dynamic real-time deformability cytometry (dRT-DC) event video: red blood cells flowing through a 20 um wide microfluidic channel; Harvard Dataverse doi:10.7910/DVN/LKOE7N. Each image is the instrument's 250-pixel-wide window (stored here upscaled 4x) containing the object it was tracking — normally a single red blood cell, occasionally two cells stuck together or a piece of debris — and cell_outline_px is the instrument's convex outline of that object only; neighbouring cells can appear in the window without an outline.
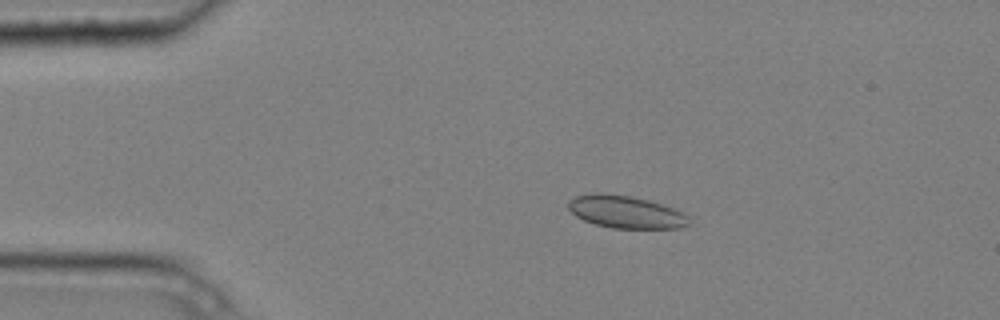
{"species": "common noctule bat (a hibernating species)", "species_latin": "Nyctalus noctula", "temperature_condition": "cold", "stored_images_in_passage": 9, "camera_frame_rate_fps": 3000, "um_per_image_px": 0.085, "animal": {"sex": "male", "body_mass_g": 20.4}, "frame": {"image": 1, "passage_image": 1, "time_ms": 0.0, "image_size_px": [1000, 320], "cell_outline_px": [[692, 224], [684, 228], [612, 228], [596, 224], [584, 220], [576, 216], [568, 208], [568, 200], [576, 196], [592, 192], [604, 192], [628, 196], [648, 200], [684, 212], [688, 216]], "centroid_in_image_um": [53.2, 18.01], "position_along_channel_um": 31.8, "area_um2": 23.0}}
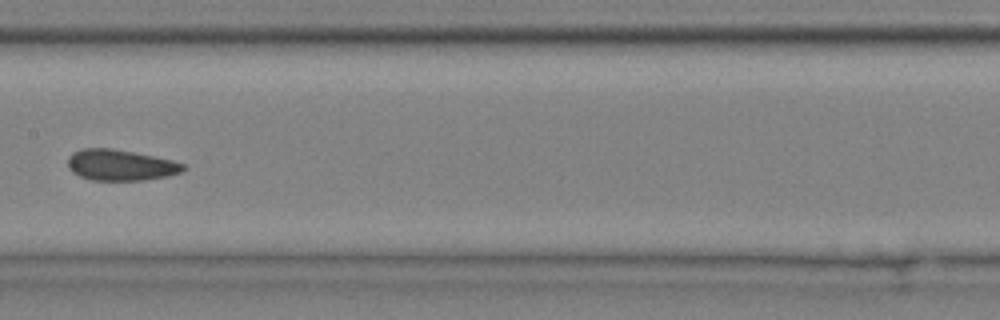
{"frame": {"image": 2, "passage_image": 6, "time_ms": 1.667, "image_size_px": [1000, 320], "cell_outline_px": [[188, 168], [180, 172], [168, 176], [144, 180], [92, 180], [80, 176], [72, 172], [68, 168], [68, 156], [72, 152], [80, 148], [112, 148], [172, 160], [184, 164]], "centroid_in_image_um": [10.22, 14.03], "position_along_channel_um": 197.2, "area_um2": 20.87}}
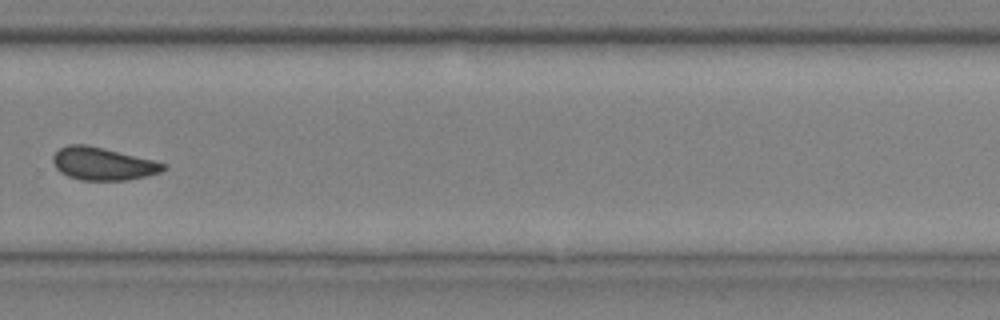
{"frame": {"image": 3, "passage_image": 9, "time_ms": 2.667, "image_size_px": [1000, 320], "cell_outline_px": [[168, 168], [160, 172], [148, 176], [128, 180], [80, 180], [68, 176], [60, 172], [56, 168], [52, 160], [52, 156], [60, 148], [68, 144], [88, 144], [168, 164]], "centroid_in_image_um": [8.75, 13.92], "position_along_channel_um": 321.1, "area_um2": 21.15}}